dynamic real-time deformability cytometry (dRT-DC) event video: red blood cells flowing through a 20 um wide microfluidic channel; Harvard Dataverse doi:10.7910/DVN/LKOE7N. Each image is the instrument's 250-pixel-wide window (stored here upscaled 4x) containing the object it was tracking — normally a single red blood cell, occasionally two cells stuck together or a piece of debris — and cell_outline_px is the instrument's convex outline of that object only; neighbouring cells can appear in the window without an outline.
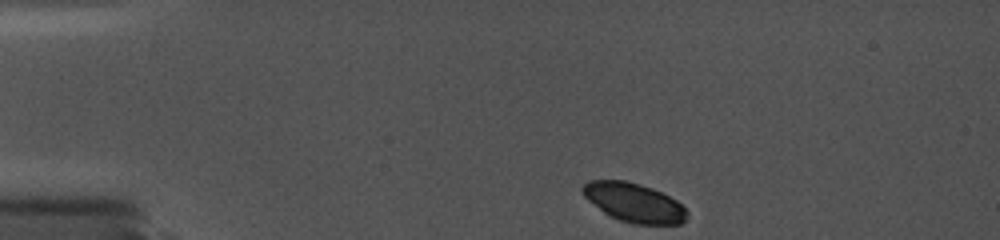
{"species": "common noctule bat (a hibernating species)", "species_latin": "Nyctalus noctula", "temperature_condition": "cold", "stored_images_in_passage": 48, "camera_frame_rate_fps": 5000, "um_per_image_px": 0.085, "animal": {"sex": "female", "body_mass_g": 19.0, "forearm_length_mm": 56.7}, "frame": {"image": 1, "passage_image": 1, "time_ms": 0.0, "image_size_px": [1000, 240], "cell_outline_px": [[688, 220], [680, 224], [632, 224], [608, 216], [588, 200], [584, 196], [580, 188], [588, 180], [624, 180], [640, 184], [652, 188], [676, 200], [688, 212]], "centroid_in_image_um": [53.88, 17.22], "position_along_channel_um": 31.1, "area_um2": 23.87}}
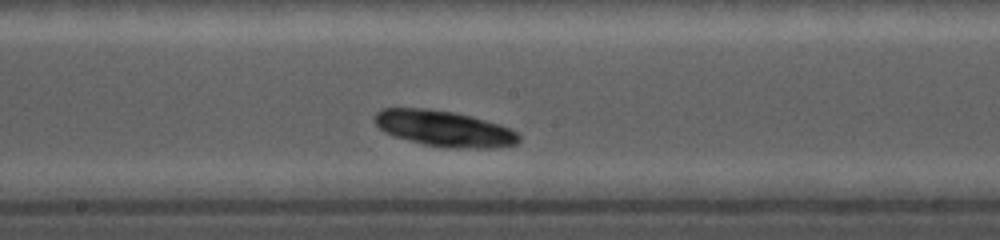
{"frame": {"image": 2, "passage_image": 29, "time_ms": 7.0, "image_size_px": [1000, 240], "cell_outline_px": [[520, 140], [516, 144], [496, 148], [456, 148], [424, 144], [392, 136], [384, 132], [372, 120], [376, 112], [384, 108], [428, 108], [452, 112], [472, 116], [500, 124], [516, 132], [520, 136]], "centroid_in_image_um": [37.74, 10.92], "position_along_channel_um": 210.5, "area_um2": 30.23}}
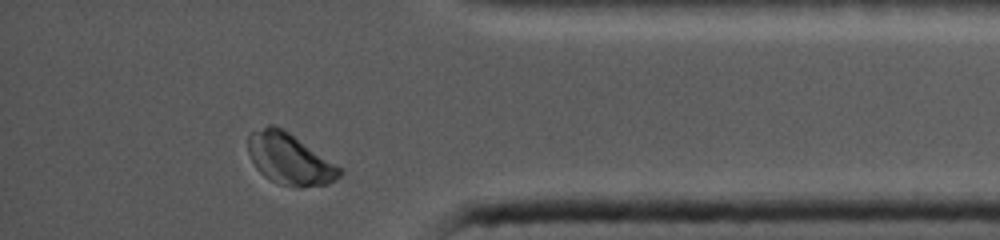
{"frame": {"image": 3, "passage_image": 47, "time_ms": 12.6, "image_size_px": [1000, 240], "cell_outline_px": [[344, 172], [336, 180], [328, 184], [300, 188], [280, 184], [264, 176], [256, 168], [248, 152], [248, 136], [252, 132], [268, 124], [272, 124], [288, 132], [336, 164]], "centroid_in_image_um": [24.62, 13.53], "position_along_channel_um": 410.6, "area_um2": 27.11}}